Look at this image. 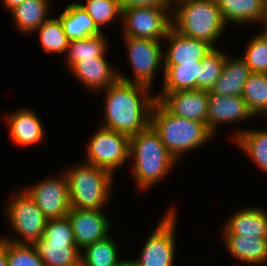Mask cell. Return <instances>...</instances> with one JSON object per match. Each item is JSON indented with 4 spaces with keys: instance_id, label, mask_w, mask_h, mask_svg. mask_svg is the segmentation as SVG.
Segmentation results:
<instances>
[{
    "instance_id": "6da1fadb",
    "label": "cell",
    "mask_w": 267,
    "mask_h": 266,
    "mask_svg": "<svg viewBox=\"0 0 267 266\" xmlns=\"http://www.w3.org/2000/svg\"><path fill=\"white\" fill-rule=\"evenodd\" d=\"M151 88L118 79L105 89L104 128L132 136L144 130L151 119L156 95Z\"/></svg>"
},
{
    "instance_id": "7a4b0ae2",
    "label": "cell",
    "mask_w": 267,
    "mask_h": 266,
    "mask_svg": "<svg viewBox=\"0 0 267 266\" xmlns=\"http://www.w3.org/2000/svg\"><path fill=\"white\" fill-rule=\"evenodd\" d=\"M129 158L134 160L132 171L140 190L154 186L177 164L151 124L130 136Z\"/></svg>"
},
{
    "instance_id": "3957f363",
    "label": "cell",
    "mask_w": 267,
    "mask_h": 266,
    "mask_svg": "<svg viewBox=\"0 0 267 266\" xmlns=\"http://www.w3.org/2000/svg\"><path fill=\"white\" fill-rule=\"evenodd\" d=\"M150 124L160 135L168 152L179 161L180 156L196 149L213 137L206 123L189 120L168 112L157 100L151 110Z\"/></svg>"
},
{
    "instance_id": "277c9868",
    "label": "cell",
    "mask_w": 267,
    "mask_h": 266,
    "mask_svg": "<svg viewBox=\"0 0 267 266\" xmlns=\"http://www.w3.org/2000/svg\"><path fill=\"white\" fill-rule=\"evenodd\" d=\"M180 7L171 12L172 28L179 34L211 44L224 32L226 22L216 0H175Z\"/></svg>"
},
{
    "instance_id": "5b68a950",
    "label": "cell",
    "mask_w": 267,
    "mask_h": 266,
    "mask_svg": "<svg viewBox=\"0 0 267 266\" xmlns=\"http://www.w3.org/2000/svg\"><path fill=\"white\" fill-rule=\"evenodd\" d=\"M64 173L68 182L71 208L99 210L109 201L114 178L109 170L83 163Z\"/></svg>"
},
{
    "instance_id": "8992f818",
    "label": "cell",
    "mask_w": 267,
    "mask_h": 266,
    "mask_svg": "<svg viewBox=\"0 0 267 266\" xmlns=\"http://www.w3.org/2000/svg\"><path fill=\"white\" fill-rule=\"evenodd\" d=\"M34 245L45 266H81V249L67 217L48 219L44 235Z\"/></svg>"
},
{
    "instance_id": "52a82bcc",
    "label": "cell",
    "mask_w": 267,
    "mask_h": 266,
    "mask_svg": "<svg viewBox=\"0 0 267 266\" xmlns=\"http://www.w3.org/2000/svg\"><path fill=\"white\" fill-rule=\"evenodd\" d=\"M19 191L12 195L7 218L22 239H8L7 236L3 239L16 244H35L44 235L48 219L25 189Z\"/></svg>"
},
{
    "instance_id": "ba28073f",
    "label": "cell",
    "mask_w": 267,
    "mask_h": 266,
    "mask_svg": "<svg viewBox=\"0 0 267 266\" xmlns=\"http://www.w3.org/2000/svg\"><path fill=\"white\" fill-rule=\"evenodd\" d=\"M172 9L156 6L122 9L124 36L162 41L172 28Z\"/></svg>"
},
{
    "instance_id": "9c48e42d",
    "label": "cell",
    "mask_w": 267,
    "mask_h": 266,
    "mask_svg": "<svg viewBox=\"0 0 267 266\" xmlns=\"http://www.w3.org/2000/svg\"><path fill=\"white\" fill-rule=\"evenodd\" d=\"M86 163L109 170L124 165L129 160L130 136L101 127L87 146Z\"/></svg>"
},
{
    "instance_id": "30bf717a",
    "label": "cell",
    "mask_w": 267,
    "mask_h": 266,
    "mask_svg": "<svg viewBox=\"0 0 267 266\" xmlns=\"http://www.w3.org/2000/svg\"><path fill=\"white\" fill-rule=\"evenodd\" d=\"M128 61L132 67L134 80L119 75V79L151 88L153 77L158 70L162 57L160 41L124 36ZM161 61V62H160Z\"/></svg>"
},
{
    "instance_id": "8fae6325",
    "label": "cell",
    "mask_w": 267,
    "mask_h": 266,
    "mask_svg": "<svg viewBox=\"0 0 267 266\" xmlns=\"http://www.w3.org/2000/svg\"><path fill=\"white\" fill-rule=\"evenodd\" d=\"M176 213L170 209L142 247L138 266H173L175 257Z\"/></svg>"
},
{
    "instance_id": "7c38bea8",
    "label": "cell",
    "mask_w": 267,
    "mask_h": 266,
    "mask_svg": "<svg viewBox=\"0 0 267 266\" xmlns=\"http://www.w3.org/2000/svg\"><path fill=\"white\" fill-rule=\"evenodd\" d=\"M34 199L47 219L64 218L71 208L68 182L65 173L47 178L30 188H24Z\"/></svg>"
},
{
    "instance_id": "4fadbf2b",
    "label": "cell",
    "mask_w": 267,
    "mask_h": 266,
    "mask_svg": "<svg viewBox=\"0 0 267 266\" xmlns=\"http://www.w3.org/2000/svg\"><path fill=\"white\" fill-rule=\"evenodd\" d=\"M156 100L174 115L207 124L209 91L196 89L160 93Z\"/></svg>"
},
{
    "instance_id": "5bb4252c",
    "label": "cell",
    "mask_w": 267,
    "mask_h": 266,
    "mask_svg": "<svg viewBox=\"0 0 267 266\" xmlns=\"http://www.w3.org/2000/svg\"><path fill=\"white\" fill-rule=\"evenodd\" d=\"M99 210L70 208L67 218L70 220L75 243L82 250L85 246L108 237L109 219Z\"/></svg>"
},
{
    "instance_id": "9a60e30c",
    "label": "cell",
    "mask_w": 267,
    "mask_h": 266,
    "mask_svg": "<svg viewBox=\"0 0 267 266\" xmlns=\"http://www.w3.org/2000/svg\"><path fill=\"white\" fill-rule=\"evenodd\" d=\"M165 39H168L167 52L164 51L162 65H181L189 62H202L214 48L211 44L185 37L171 28Z\"/></svg>"
},
{
    "instance_id": "2e32d148",
    "label": "cell",
    "mask_w": 267,
    "mask_h": 266,
    "mask_svg": "<svg viewBox=\"0 0 267 266\" xmlns=\"http://www.w3.org/2000/svg\"><path fill=\"white\" fill-rule=\"evenodd\" d=\"M207 127L214 134L217 125L254 117L242 96H223L209 92Z\"/></svg>"
},
{
    "instance_id": "e0dca14e",
    "label": "cell",
    "mask_w": 267,
    "mask_h": 266,
    "mask_svg": "<svg viewBox=\"0 0 267 266\" xmlns=\"http://www.w3.org/2000/svg\"><path fill=\"white\" fill-rule=\"evenodd\" d=\"M113 67L109 66L105 57L95 59L81 60L75 63L71 68L72 72L80 83L91 91H99L108 88L119 79V73L115 72Z\"/></svg>"
},
{
    "instance_id": "ac0fdd59",
    "label": "cell",
    "mask_w": 267,
    "mask_h": 266,
    "mask_svg": "<svg viewBox=\"0 0 267 266\" xmlns=\"http://www.w3.org/2000/svg\"><path fill=\"white\" fill-rule=\"evenodd\" d=\"M6 118L5 120L9 126V135L16 144L31 146L43 140V123L34 111L21 109L12 114L9 113Z\"/></svg>"
},
{
    "instance_id": "d6986e66",
    "label": "cell",
    "mask_w": 267,
    "mask_h": 266,
    "mask_svg": "<svg viewBox=\"0 0 267 266\" xmlns=\"http://www.w3.org/2000/svg\"><path fill=\"white\" fill-rule=\"evenodd\" d=\"M251 73L242 57L230 59L226 56L221 75L209 92L223 96H241Z\"/></svg>"
},
{
    "instance_id": "ffe728a7",
    "label": "cell",
    "mask_w": 267,
    "mask_h": 266,
    "mask_svg": "<svg viewBox=\"0 0 267 266\" xmlns=\"http://www.w3.org/2000/svg\"><path fill=\"white\" fill-rule=\"evenodd\" d=\"M230 255L248 265H260L267 261V237L224 234Z\"/></svg>"
},
{
    "instance_id": "44dd1931",
    "label": "cell",
    "mask_w": 267,
    "mask_h": 266,
    "mask_svg": "<svg viewBox=\"0 0 267 266\" xmlns=\"http://www.w3.org/2000/svg\"><path fill=\"white\" fill-rule=\"evenodd\" d=\"M227 221L224 234L267 237V211L262 208L241 209Z\"/></svg>"
},
{
    "instance_id": "7402d4cb",
    "label": "cell",
    "mask_w": 267,
    "mask_h": 266,
    "mask_svg": "<svg viewBox=\"0 0 267 266\" xmlns=\"http://www.w3.org/2000/svg\"><path fill=\"white\" fill-rule=\"evenodd\" d=\"M58 17L70 41L102 34L101 28L96 25L80 3H69Z\"/></svg>"
},
{
    "instance_id": "603a6c76",
    "label": "cell",
    "mask_w": 267,
    "mask_h": 266,
    "mask_svg": "<svg viewBox=\"0 0 267 266\" xmlns=\"http://www.w3.org/2000/svg\"><path fill=\"white\" fill-rule=\"evenodd\" d=\"M202 62H189L181 65H163V92L200 90V69Z\"/></svg>"
},
{
    "instance_id": "cb8c5ba5",
    "label": "cell",
    "mask_w": 267,
    "mask_h": 266,
    "mask_svg": "<svg viewBox=\"0 0 267 266\" xmlns=\"http://www.w3.org/2000/svg\"><path fill=\"white\" fill-rule=\"evenodd\" d=\"M224 21L237 24L264 19L265 0H216Z\"/></svg>"
},
{
    "instance_id": "d4e9b609",
    "label": "cell",
    "mask_w": 267,
    "mask_h": 266,
    "mask_svg": "<svg viewBox=\"0 0 267 266\" xmlns=\"http://www.w3.org/2000/svg\"><path fill=\"white\" fill-rule=\"evenodd\" d=\"M48 0H25L11 10L16 26L25 33H32L46 20Z\"/></svg>"
},
{
    "instance_id": "484cf974",
    "label": "cell",
    "mask_w": 267,
    "mask_h": 266,
    "mask_svg": "<svg viewBox=\"0 0 267 266\" xmlns=\"http://www.w3.org/2000/svg\"><path fill=\"white\" fill-rule=\"evenodd\" d=\"M234 142L249 155L259 168L267 172V130H239Z\"/></svg>"
},
{
    "instance_id": "4316f807",
    "label": "cell",
    "mask_w": 267,
    "mask_h": 266,
    "mask_svg": "<svg viewBox=\"0 0 267 266\" xmlns=\"http://www.w3.org/2000/svg\"><path fill=\"white\" fill-rule=\"evenodd\" d=\"M107 41L102 34L91 36L85 39L71 40L67 49V65L70 69L75 63L81 60L105 57Z\"/></svg>"
},
{
    "instance_id": "83f0119b",
    "label": "cell",
    "mask_w": 267,
    "mask_h": 266,
    "mask_svg": "<svg viewBox=\"0 0 267 266\" xmlns=\"http://www.w3.org/2000/svg\"><path fill=\"white\" fill-rule=\"evenodd\" d=\"M241 96L254 116L259 114L267 116V74L252 72Z\"/></svg>"
},
{
    "instance_id": "f1b7e54d",
    "label": "cell",
    "mask_w": 267,
    "mask_h": 266,
    "mask_svg": "<svg viewBox=\"0 0 267 266\" xmlns=\"http://www.w3.org/2000/svg\"><path fill=\"white\" fill-rule=\"evenodd\" d=\"M117 249L110 236L89 244L81 251V266H115L120 261Z\"/></svg>"
},
{
    "instance_id": "f546056e",
    "label": "cell",
    "mask_w": 267,
    "mask_h": 266,
    "mask_svg": "<svg viewBox=\"0 0 267 266\" xmlns=\"http://www.w3.org/2000/svg\"><path fill=\"white\" fill-rule=\"evenodd\" d=\"M34 32L39 33L41 47L46 53L65 54L67 51L70 40L64 32L59 17L49 18Z\"/></svg>"
},
{
    "instance_id": "4dcf8cb0",
    "label": "cell",
    "mask_w": 267,
    "mask_h": 266,
    "mask_svg": "<svg viewBox=\"0 0 267 266\" xmlns=\"http://www.w3.org/2000/svg\"><path fill=\"white\" fill-rule=\"evenodd\" d=\"M86 4L80 5L87 11L90 17L100 28L114 20V18H122V8L119 0H87Z\"/></svg>"
},
{
    "instance_id": "1f68e13d",
    "label": "cell",
    "mask_w": 267,
    "mask_h": 266,
    "mask_svg": "<svg viewBox=\"0 0 267 266\" xmlns=\"http://www.w3.org/2000/svg\"><path fill=\"white\" fill-rule=\"evenodd\" d=\"M223 51L213 48L202 60L200 69V90L210 91L214 83L219 79L226 59Z\"/></svg>"
},
{
    "instance_id": "d6a6232c",
    "label": "cell",
    "mask_w": 267,
    "mask_h": 266,
    "mask_svg": "<svg viewBox=\"0 0 267 266\" xmlns=\"http://www.w3.org/2000/svg\"><path fill=\"white\" fill-rule=\"evenodd\" d=\"M8 266H45L34 244H16L6 240Z\"/></svg>"
},
{
    "instance_id": "836d02e7",
    "label": "cell",
    "mask_w": 267,
    "mask_h": 266,
    "mask_svg": "<svg viewBox=\"0 0 267 266\" xmlns=\"http://www.w3.org/2000/svg\"><path fill=\"white\" fill-rule=\"evenodd\" d=\"M253 73L267 74V44L259 35L254 36L247 46V51L241 56Z\"/></svg>"
},
{
    "instance_id": "e575fe53",
    "label": "cell",
    "mask_w": 267,
    "mask_h": 266,
    "mask_svg": "<svg viewBox=\"0 0 267 266\" xmlns=\"http://www.w3.org/2000/svg\"><path fill=\"white\" fill-rule=\"evenodd\" d=\"M122 9L139 6H156L161 8H175L171 0H119Z\"/></svg>"
},
{
    "instance_id": "d590c367",
    "label": "cell",
    "mask_w": 267,
    "mask_h": 266,
    "mask_svg": "<svg viewBox=\"0 0 267 266\" xmlns=\"http://www.w3.org/2000/svg\"><path fill=\"white\" fill-rule=\"evenodd\" d=\"M0 266H8L6 255V240L0 238Z\"/></svg>"
},
{
    "instance_id": "8d00e7d4",
    "label": "cell",
    "mask_w": 267,
    "mask_h": 266,
    "mask_svg": "<svg viewBox=\"0 0 267 266\" xmlns=\"http://www.w3.org/2000/svg\"><path fill=\"white\" fill-rule=\"evenodd\" d=\"M2 1L5 8L11 11L13 8L23 3L25 0H2Z\"/></svg>"
},
{
    "instance_id": "74e56055",
    "label": "cell",
    "mask_w": 267,
    "mask_h": 266,
    "mask_svg": "<svg viewBox=\"0 0 267 266\" xmlns=\"http://www.w3.org/2000/svg\"><path fill=\"white\" fill-rule=\"evenodd\" d=\"M115 266H138L134 260H120Z\"/></svg>"
},
{
    "instance_id": "f35d334b",
    "label": "cell",
    "mask_w": 267,
    "mask_h": 266,
    "mask_svg": "<svg viewBox=\"0 0 267 266\" xmlns=\"http://www.w3.org/2000/svg\"><path fill=\"white\" fill-rule=\"evenodd\" d=\"M261 23H264L265 28L263 29L264 31L260 32L258 35L267 44V20L263 19Z\"/></svg>"
},
{
    "instance_id": "ab89813d",
    "label": "cell",
    "mask_w": 267,
    "mask_h": 266,
    "mask_svg": "<svg viewBox=\"0 0 267 266\" xmlns=\"http://www.w3.org/2000/svg\"><path fill=\"white\" fill-rule=\"evenodd\" d=\"M264 20H267V0H265Z\"/></svg>"
}]
</instances>
